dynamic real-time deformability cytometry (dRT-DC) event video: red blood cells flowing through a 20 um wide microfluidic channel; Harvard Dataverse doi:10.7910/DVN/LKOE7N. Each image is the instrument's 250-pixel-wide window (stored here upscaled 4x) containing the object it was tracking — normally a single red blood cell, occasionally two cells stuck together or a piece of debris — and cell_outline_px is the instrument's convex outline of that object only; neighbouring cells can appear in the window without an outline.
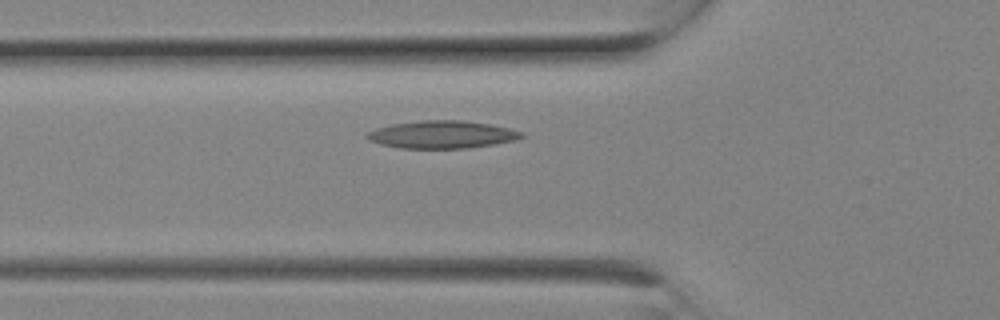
{"species": "Egyptian fruit bat (a non-hibernating species)", "species_latin": "Rousettus aegyptiacus", "temperature_condition": "room temperature", "stored_images_in_passage": 2, "camera_frame_rate_fps": 3000, "um_per_image_px": 0.085, "animal": {"sex": "female"}, "frame": {"image": 1, "passage_image": 2, "time_ms": 0.333, "image_size_px": [1000, 320], "cell_outline_px": [[524, 136], [516, 140], [468, 148], [400, 148], [380, 144], [368, 140], [364, 136], [368, 132], [376, 128], [392, 124], [420, 120], [460, 120], [492, 124], [524, 132]], "centroid_in_image_um": [37.56, 11.43], "position_along_channel_um": 88.2, "area_um2": 24.91}}